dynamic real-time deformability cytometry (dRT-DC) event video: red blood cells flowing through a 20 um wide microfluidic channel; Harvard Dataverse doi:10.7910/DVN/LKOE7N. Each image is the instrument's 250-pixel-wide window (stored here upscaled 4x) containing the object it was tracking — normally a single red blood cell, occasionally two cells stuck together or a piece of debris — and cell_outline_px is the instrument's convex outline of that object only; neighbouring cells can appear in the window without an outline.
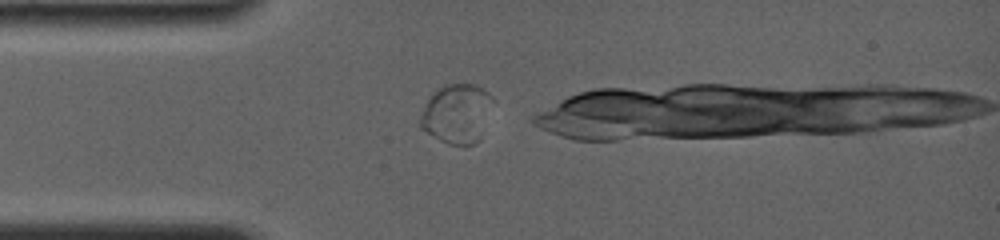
{"species": "common noctule bat (a hibernating species)", "species_latin": "Nyctalus noctula", "temperature_condition": "room temperature", "stored_images_in_passage": 8, "camera_frame_rate_fps": 4000, "um_per_image_px": 0.085, "animal": {"sex": "female", "body_mass_g": 19.0, "forearm_length_mm": 56.7}, "frame": {"image": 1, "passage_image": 1, "time_ms": 0.0, "image_size_px": [1000, 240], "cell_outline_px": [[492, 96], [480, 136], [472, 144], [448, 144], [440, 140], [420, 128], [420, 120], [424, 108], [428, 100], [440, 88], [448, 84], [476, 84], [488, 92]], "centroid_in_image_um": [38.8, 9.65], "position_along_channel_um": 46.2, "area_um2": 23.93}}
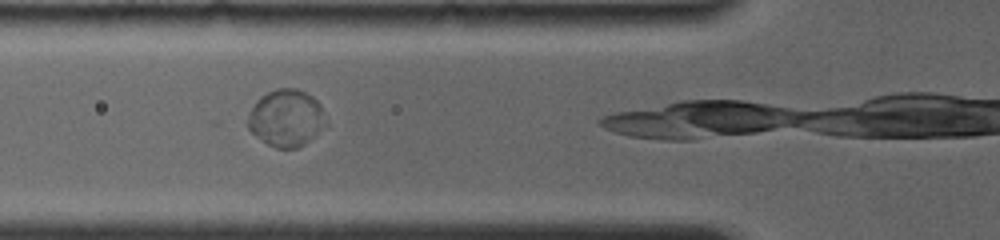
{"frame": {"image": 2, "passage_image": 3, "time_ms": 1.75, "image_size_px": [1000, 240], "cell_outline_px": [[328, 124], [304, 144], [296, 148], [276, 148], [268, 144], [252, 132], [248, 128], [248, 112], [256, 100], [260, 96], [276, 88], [296, 88], [312, 96], [320, 104], [324, 112]], "centroid_in_image_um": [24.33, 10.02], "position_along_channel_um": 101.5, "area_um2": 25.95}}